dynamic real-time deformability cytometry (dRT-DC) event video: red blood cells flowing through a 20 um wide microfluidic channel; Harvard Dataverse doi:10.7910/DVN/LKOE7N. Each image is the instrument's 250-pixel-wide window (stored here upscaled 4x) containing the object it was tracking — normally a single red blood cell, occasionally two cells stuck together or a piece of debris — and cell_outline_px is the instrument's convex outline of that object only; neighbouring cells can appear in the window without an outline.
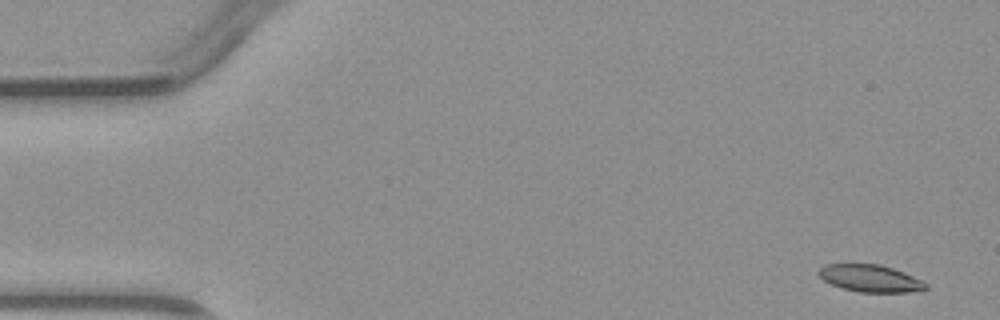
{"species": "common noctule bat (a hibernating species)", "species_latin": "Nyctalus noctula", "temperature_condition": "warm", "stored_images_in_passage": 4, "camera_frame_rate_fps": 3000, "um_per_image_px": 0.085, "animal": {"sex": "male", "body_mass_g": 23.1, "forearm_length_mm": 52.7}, "frame": {"image": 1, "passage_image": 1, "time_ms": 0.0, "image_size_px": [1000, 320], "cell_outline_px": [[928, 288], [920, 292], [860, 292], [840, 288], [824, 280], [816, 272], [824, 264], [880, 264], [904, 272], [928, 284]], "centroid_in_image_um": [73.98, 23.66], "position_along_channel_um": 11.0, "area_um2": 17.05}}
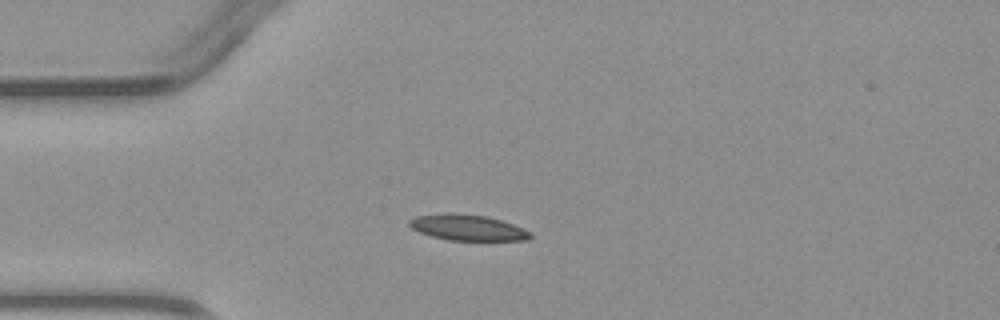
{"frame": {"image": 2, "passage_image": 4, "time_ms": 3.333, "image_size_px": [1000, 320], "cell_outline_px": [[532, 236], [528, 240], [448, 240], [432, 236], [420, 232], [412, 228], [408, 224], [408, 220], [416, 216], [448, 212], [452, 212], [484, 216], [500, 220], [512, 224], [532, 232]], "centroid_in_image_um": [39.73, 19.34], "position_along_channel_um": 45.3, "area_um2": 18.15}}